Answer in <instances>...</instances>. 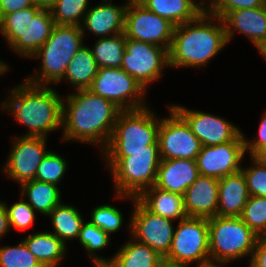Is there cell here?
Returning a JSON list of instances; mask_svg holds the SVG:
<instances>
[{
    "mask_svg": "<svg viewBox=\"0 0 266 267\" xmlns=\"http://www.w3.org/2000/svg\"><path fill=\"white\" fill-rule=\"evenodd\" d=\"M123 110L89 89L77 90L63 101V141L77 140L107 146Z\"/></svg>",
    "mask_w": 266,
    "mask_h": 267,
    "instance_id": "1",
    "label": "cell"
},
{
    "mask_svg": "<svg viewBox=\"0 0 266 267\" xmlns=\"http://www.w3.org/2000/svg\"><path fill=\"white\" fill-rule=\"evenodd\" d=\"M228 43L222 19L204 10L196 19L175 26L169 67H203Z\"/></svg>",
    "mask_w": 266,
    "mask_h": 267,
    "instance_id": "2",
    "label": "cell"
},
{
    "mask_svg": "<svg viewBox=\"0 0 266 267\" xmlns=\"http://www.w3.org/2000/svg\"><path fill=\"white\" fill-rule=\"evenodd\" d=\"M11 90L10 99L2 102L0 110L10 111L29 128L25 136L47 137L49 132L62 128L63 100L56 90L26 81Z\"/></svg>",
    "mask_w": 266,
    "mask_h": 267,
    "instance_id": "3",
    "label": "cell"
},
{
    "mask_svg": "<svg viewBox=\"0 0 266 267\" xmlns=\"http://www.w3.org/2000/svg\"><path fill=\"white\" fill-rule=\"evenodd\" d=\"M148 106L122 111L114 125L109 143L103 149L105 157H126L127 151L159 150L160 119Z\"/></svg>",
    "mask_w": 266,
    "mask_h": 267,
    "instance_id": "4",
    "label": "cell"
},
{
    "mask_svg": "<svg viewBox=\"0 0 266 267\" xmlns=\"http://www.w3.org/2000/svg\"><path fill=\"white\" fill-rule=\"evenodd\" d=\"M85 28L82 26L56 25L52 35L31 57L40 58V73L26 78V82L36 86L59 83L75 53L84 45Z\"/></svg>",
    "mask_w": 266,
    "mask_h": 267,
    "instance_id": "5",
    "label": "cell"
},
{
    "mask_svg": "<svg viewBox=\"0 0 266 267\" xmlns=\"http://www.w3.org/2000/svg\"><path fill=\"white\" fill-rule=\"evenodd\" d=\"M115 183L116 198L138 197L155 185L160 150L127 151L126 157H104Z\"/></svg>",
    "mask_w": 266,
    "mask_h": 267,
    "instance_id": "6",
    "label": "cell"
},
{
    "mask_svg": "<svg viewBox=\"0 0 266 267\" xmlns=\"http://www.w3.org/2000/svg\"><path fill=\"white\" fill-rule=\"evenodd\" d=\"M210 261L223 265L252 255L258 236L241 217L214 216L208 218Z\"/></svg>",
    "mask_w": 266,
    "mask_h": 267,
    "instance_id": "7",
    "label": "cell"
},
{
    "mask_svg": "<svg viewBox=\"0 0 266 267\" xmlns=\"http://www.w3.org/2000/svg\"><path fill=\"white\" fill-rule=\"evenodd\" d=\"M190 267L210 261L209 225L207 218L187 217L180 220L174 231L171 248L164 257Z\"/></svg>",
    "mask_w": 266,
    "mask_h": 267,
    "instance_id": "8",
    "label": "cell"
},
{
    "mask_svg": "<svg viewBox=\"0 0 266 267\" xmlns=\"http://www.w3.org/2000/svg\"><path fill=\"white\" fill-rule=\"evenodd\" d=\"M89 90L112 101L123 111L147 107L143 99L146 90L122 68H99Z\"/></svg>",
    "mask_w": 266,
    "mask_h": 267,
    "instance_id": "9",
    "label": "cell"
},
{
    "mask_svg": "<svg viewBox=\"0 0 266 267\" xmlns=\"http://www.w3.org/2000/svg\"><path fill=\"white\" fill-rule=\"evenodd\" d=\"M169 67L168 49L148 42L126 38L121 68L147 86L160 78L164 67Z\"/></svg>",
    "mask_w": 266,
    "mask_h": 267,
    "instance_id": "10",
    "label": "cell"
},
{
    "mask_svg": "<svg viewBox=\"0 0 266 267\" xmlns=\"http://www.w3.org/2000/svg\"><path fill=\"white\" fill-rule=\"evenodd\" d=\"M125 12L126 38L170 48L175 25L147 10L137 0H127Z\"/></svg>",
    "mask_w": 266,
    "mask_h": 267,
    "instance_id": "11",
    "label": "cell"
},
{
    "mask_svg": "<svg viewBox=\"0 0 266 267\" xmlns=\"http://www.w3.org/2000/svg\"><path fill=\"white\" fill-rule=\"evenodd\" d=\"M170 117L162 118L158 130L161 160H196L202 147L186 121L171 107Z\"/></svg>",
    "mask_w": 266,
    "mask_h": 267,
    "instance_id": "12",
    "label": "cell"
},
{
    "mask_svg": "<svg viewBox=\"0 0 266 267\" xmlns=\"http://www.w3.org/2000/svg\"><path fill=\"white\" fill-rule=\"evenodd\" d=\"M134 211L130 219V233L133 239L148 245L151 249L165 257L172 244L174 227L171 219L155 215L147 210L136 197Z\"/></svg>",
    "mask_w": 266,
    "mask_h": 267,
    "instance_id": "13",
    "label": "cell"
},
{
    "mask_svg": "<svg viewBox=\"0 0 266 267\" xmlns=\"http://www.w3.org/2000/svg\"><path fill=\"white\" fill-rule=\"evenodd\" d=\"M46 138L25 135L15 138L3 173L19 184L34 180L41 161L49 152Z\"/></svg>",
    "mask_w": 266,
    "mask_h": 267,
    "instance_id": "14",
    "label": "cell"
},
{
    "mask_svg": "<svg viewBox=\"0 0 266 267\" xmlns=\"http://www.w3.org/2000/svg\"><path fill=\"white\" fill-rule=\"evenodd\" d=\"M243 133L235 140L219 145L202 146L196 157L199 175L220 179L242 169L245 155Z\"/></svg>",
    "mask_w": 266,
    "mask_h": 267,
    "instance_id": "15",
    "label": "cell"
},
{
    "mask_svg": "<svg viewBox=\"0 0 266 267\" xmlns=\"http://www.w3.org/2000/svg\"><path fill=\"white\" fill-rule=\"evenodd\" d=\"M171 107L186 121L202 146L231 142L242 133L237 126L221 117L178 105Z\"/></svg>",
    "mask_w": 266,
    "mask_h": 267,
    "instance_id": "16",
    "label": "cell"
},
{
    "mask_svg": "<svg viewBox=\"0 0 266 267\" xmlns=\"http://www.w3.org/2000/svg\"><path fill=\"white\" fill-rule=\"evenodd\" d=\"M218 187V179L199 175L184 194L187 216L207 219L217 216Z\"/></svg>",
    "mask_w": 266,
    "mask_h": 267,
    "instance_id": "17",
    "label": "cell"
},
{
    "mask_svg": "<svg viewBox=\"0 0 266 267\" xmlns=\"http://www.w3.org/2000/svg\"><path fill=\"white\" fill-rule=\"evenodd\" d=\"M56 22L49 9L34 5L27 8L26 40H17L10 48L21 56L31 57L52 35Z\"/></svg>",
    "mask_w": 266,
    "mask_h": 267,
    "instance_id": "18",
    "label": "cell"
},
{
    "mask_svg": "<svg viewBox=\"0 0 266 267\" xmlns=\"http://www.w3.org/2000/svg\"><path fill=\"white\" fill-rule=\"evenodd\" d=\"M199 176L196 160L167 159L161 160L155 187L184 196Z\"/></svg>",
    "mask_w": 266,
    "mask_h": 267,
    "instance_id": "19",
    "label": "cell"
},
{
    "mask_svg": "<svg viewBox=\"0 0 266 267\" xmlns=\"http://www.w3.org/2000/svg\"><path fill=\"white\" fill-rule=\"evenodd\" d=\"M222 21L227 41L231 40L235 30L246 35L255 46L266 39V4L257 8L231 11Z\"/></svg>",
    "mask_w": 266,
    "mask_h": 267,
    "instance_id": "20",
    "label": "cell"
},
{
    "mask_svg": "<svg viewBox=\"0 0 266 267\" xmlns=\"http://www.w3.org/2000/svg\"><path fill=\"white\" fill-rule=\"evenodd\" d=\"M250 195L243 172L219 179L217 216L240 217Z\"/></svg>",
    "mask_w": 266,
    "mask_h": 267,
    "instance_id": "21",
    "label": "cell"
},
{
    "mask_svg": "<svg viewBox=\"0 0 266 267\" xmlns=\"http://www.w3.org/2000/svg\"><path fill=\"white\" fill-rule=\"evenodd\" d=\"M87 10L83 25L97 36L107 37L121 34L125 29V12L128 4L114 6L109 0ZM112 34V35H111Z\"/></svg>",
    "mask_w": 266,
    "mask_h": 267,
    "instance_id": "22",
    "label": "cell"
},
{
    "mask_svg": "<svg viewBox=\"0 0 266 267\" xmlns=\"http://www.w3.org/2000/svg\"><path fill=\"white\" fill-rule=\"evenodd\" d=\"M137 200L150 212L167 219L183 220L187 218L184 208V196L161 190L152 186L144 190Z\"/></svg>",
    "mask_w": 266,
    "mask_h": 267,
    "instance_id": "23",
    "label": "cell"
},
{
    "mask_svg": "<svg viewBox=\"0 0 266 267\" xmlns=\"http://www.w3.org/2000/svg\"><path fill=\"white\" fill-rule=\"evenodd\" d=\"M147 10L168 19L175 26L196 19L204 10L205 1L194 0H137ZM204 2V3H203Z\"/></svg>",
    "mask_w": 266,
    "mask_h": 267,
    "instance_id": "24",
    "label": "cell"
},
{
    "mask_svg": "<svg viewBox=\"0 0 266 267\" xmlns=\"http://www.w3.org/2000/svg\"><path fill=\"white\" fill-rule=\"evenodd\" d=\"M23 241L43 267H57L67 250L66 244L49 231L30 234Z\"/></svg>",
    "mask_w": 266,
    "mask_h": 267,
    "instance_id": "25",
    "label": "cell"
},
{
    "mask_svg": "<svg viewBox=\"0 0 266 267\" xmlns=\"http://www.w3.org/2000/svg\"><path fill=\"white\" fill-rule=\"evenodd\" d=\"M108 259L113 267H156L163 257L148 245L132 239Z\"/></svg>",
    "mask_w": 266,
    "mask_h": 267,
    "instance_id": "26",
    "label": "cell"
},
{
    "mask_svg": "<svg viewBox=\"0 0 266 267\" xmlns=\"http://www.w3.org/2000/svg\"><path fill=\"white\" fill-rule=\"evenodd\" d=\"M98 69L90 48L83 45L71 59L63 78L59 82L65 78L77 90L89 89Z\"/></svg>",
    "mask_w": 266,
    "mask_h": 267,
    "instance_id": "27",
    "label": "cell"
},
{
    "mask_svg": "<svg viewBox=\"0 0 266 267\" xmlns=\"http://www.w3.org/2000/svg\"><path fill=\"white\" fill-rule=\"evenodd\" d=\"M21 197H28V204L36 211L47 216L61 203V192L58 186L31 180L20 185Z\"/></svg>",
    "mask_w": 266,
    "mask_h": 267,
    "instance_id": "28",
    "label": "cell"
},
{
    "mask_svg": "<svg viewBox=\"0 0 266 267\" xmlns=\"http://www.w3.org/2000/svg\"><path fill=\"white\" fill-rule=\"evenodd\" d=\"M47 216L51 222L54 233L64 244L66 240L77 239L84 219L81 213L73 206L60 203Z\"/></svg>",
    "mask_w": 266,
    "mask_h": 267,
    "instance_id": "29",
    "label": "cell"
},
{
    "mask_svg": "<svg viewBox=\"0 0 266 267\" xmlns=\"http://www.w3.org/2000/svg\"><path fill=\"white\" fill-rule=\"evenodd\" d=\"M125 44L126 35L124 32L113 36L98 38L93 49L90 48L98 68H121Z\"/></svg>",
    "mask_w": 266,
    "mask_h": 267,
    "instance_id": "30",
    "label": "cell"
},
{
    "mask_svg": "<svg viewBox=\"0 0 266 267\" xmlns=\"http://www.w3.org/2000/svg\"><path fill=\"white\" fill-rule=\"evenodd\" d=\"M89 0H59L50 10L56 25L83 26ZM82 20V21H81Z\"/></svg>",
    "mask_w": 266,
    "mask_h": 267,
    "instance_id": "31",
    "label": "cell"
},
{
    "mask_svg": "<svg viewBox=\"0 0 266 267\" xmlns=\"http://www.w3.org/2000/svg\"><path fill=\"white\" fill-rule=\"evenodd\" d=\"M77 239H79L80 244L87 250L89 256H91L94 262L93 264L108 263V259L101 258L95 254L96 251L108 246L110 242V235L108 233L88 221L82 224Z\"/></svg>",
    "mask_w": 266,
    "mask_h": 267,
    "instance_id": "32",
    "label": "cell"
},
{
    "mask_svg": "<svg viewBox=\"0 0 266 267\" xmlns=\"http://www.w3.org/2000/svg\"><path fill=\"white\" fill-rule=\"evenodd\" d=\"M240 217L258 237L266 235V198L250 196Z\"/></svg>",
    "mask_w": 266,
    "mask_h": 267,
    "instance_id": "33",
    "label": "cell"
},
{
    "mask_svg": "<svg viewBox=\"0 0 266 267\" xmlns=\"http://www.w3.org/2000/svg\"><path fill=\"white\" fill-rule=\"evenodd\" d=\"M0 267H43L24 241L16 246L0 248Z\"/></svg>",
    "mask_w": 266,
    "mask_h": 267,
    "instance_id": "34",
    "label": "cell"
},
{
    "mask_svg": "<svg viewBox=\"0 0 266 267\" xmlns=\"http://www.w3.org/2000/svg\"><path fill=\"white\" fill-rule=\"evenodd\" d=\"M27 8L4 15L0 31L11 47L17 40H26Z\"/></svg>",
    "mask_w": 266,
    "mask_h": 267,
    "instance_id": "35",
    "label": "cell"
},
{
    "mask_svg": "<svg viewBox=\"0 0 266 267\" xmlns=\"http://www.w3.org/2000/svg\"><path fill=\"white\" fill-rule=\"evenodd\" d=\"M66 163L63 157L49 151L38 167L35 180L58 186L68 167Z\"/></svg>",
    "mask_w": 266,
    "mask_h": 267,
    "instance_id": "36",
    "label": "cell"
},
{
    "mask_svg": "<svg viewBox=\"0 0 266 267\" xmlns=\"http://www.w3.org/2000/svg\"><path fill=\"white\" fill-rule=\"evenodd\" d=\"M89 222L110 235L121 228L123 215L119 209L104 204L92 210Z\"/></svg>",
    "mask_w": 266,
    "mask_h": 267,
    "instance_id": "37",
    "label": "cell"
},
{
    "mask_svg": "<svg viewBox=\"0 0 266 267\" xmlns=\"http://www.w3.org/2000/svg\"><path fill=\"white\" fill-rule=\"evenodd\" d=\"M4 204L8 212L10 229H26L34 222L36 211L27 201H24L23 197L20 202H16L10 207L6 203Z\"/></svg>",
    "mask_w": 266,
    "mask_h": 267,
    "instance_id": "38",
    "label": "cell"
},
{
    "mask_svg": "<svg viewBox=\"0 0 266 267\" xmlns=\"http://www.w3.org/2000/svg\"><path fill=\"white\" fill-rule=\"evenodd\" d=\"M209 3L210 6L205 7V10L221 19L231 11L257 8L265 5L264 0H211Z\"/></svg>",
    "mask_w": 266,
    "mask_h": 267,
    "instance_id": "39",
    "label": "cell"
},
{
    "mask_svg": "<svg viewBox=\"0 0 266 267\" xmlns=\"http://www.w3.org/2000/svg\"><path fill=\"white\" fill-rule=\"evenodd\" d=\"M254 166L242 168L250 196L266 198V167L253 161Z\"/></svg>",
    "mask_w": 266,
    "mask_h": 267,
    "instance_id": "40",
    "label": "cell"
},
{
    "mask_svg": "<svg viewBox=\"0 0 266 267\" xmlns=\"http://www.w3.org/2000/svg\"><path fill=\"white\" fill-rule=\"evenodd\" d=\"M258 130L259 136L258 138H254L253 141H248L243 136L245 152L249 151L248 153H250V155H252L257 149L266 146V113L263 114Z\"/></svg>",
    "mask_w": 266,
    "mask_h": 267,
    "instance_id": "41",
    "label": "cell"
},
{
    "mask_svg": "<svg viewBox=\"0 0 266 267\" xmlns=\"http://www.w3.org/2000/svg\"><path fill=\"white\" fill-rule=\"evenodd\" d=\"M249 265V267H266V235L258 237Z\"/></svg>",
    "mask_w": 266,
    "mask_h": 267,
    "instance_id": "42",
    "label": "cell"
},
{
    "mask_svg": "<svg viewBox=\"0 0 266 267\" xmlns=\"http://www.w3.org/2000/svg\"><path fill=\"white\" fill-rule=\"evenodd\" d=\"M33 0H0V19L9 13L34 6Z\"/></svg>",
    "mask_w": 266,
    "mask_h": 267,
    "instance_id": "43",
    "label": "cell"
},
{
    "mask_svg": "<svg viewBox=\"0 0 266 267\" xmlns=\"http://www.w3.org/2000/svg\"><path fill=\"white\" fill-rule=\"evenodd\" d=\"M9 230L11 229L9 226L8 212L4 202L0 201V239H2L5 233L8 232Z\"/></svg>",
    "mask_w": 266,
    "mask_h": 267,
    "instance_id": "44",
    "label": "cell"
},
{
    "mask_svg": "<svg viewBox=\"0 0 266 267\" xmlns=\"http://www.w3.org/2000/svg\"><path fill=\"white\" fill-rule=\"evenodd\" d=\"M252 161L266 167V146L257 149L251 156Z\"/></svg>",
    "mask_w": 266,
    "mask_h": 267,
    "instance_id": "45",
    "label": "cell"
},
{
    "mask_svg": "<svg viewBox=\"0 0 266 267\" xmlns=\"http://www.w3.org/2000/svg\"><path fill=\"white\" fill-rule=\"evenodd\" d=\"M34 4L41 9H49L51 10L52 7L59 1V0H33Z\"/></svg>",
    "mask_w": 266,
    "mask_h": 267,
    "instance_id": "46",
    "label": "cell"
},
{
    "mask_svg": "<svg viewBox=\"0 0 266 267\" xmlns=\"http://www.w3.org/2000/svg\"><path fill=\"white\" fill-rule=\"evenodd\" d=\"M156 267H187V266L174 261H170L163 257V259L156 265Z\"/></svg>",
    "mask_w": 266,
    "mask_h": 267,
    "instance_id": "47",
    "label": "cell"
},
{
    "mask_svg": "<svg viewBox=\"0 0 266 267\" xmlns=\"http://www.w3.org/2000/svg\"><path fill=\"white\" fill-rule=\"evenodd\" d=\"M256 48L259 50L264 60L266 61V39L263 40L259 45H257Z\"/></svg>",
    "mask_w": 266,
    "mask_h": 267,
    "instance_id": "48",
    "label": "cell"
},
{
    "mask_svg": "<svg viewBox=\"0 0 266 267\" xmlns=\"http://www.w3.org/2000/svg\"><path fill=\"white\" fill-rule=\"evenodd\" d=\"M197 267H224V266L219 262L209 261V262H206L203 264H199V265H197Z\"/></svg>",
    "mask_w": 266,
    "mask_h": 267,
    "instance_id": "49",
    "label": "cell"
},
{
    "mask_svg": "<svg viewBox=\"0 0 266 267\" xmlns=\"http://www.w3.org/2000/svg\"><path fill=\"white\" fill-rule=\"evenodd\" d=\"M9 69L8 66L2 61H0V75H3Z\"/></svg>",
    "mask_w": 266,
    "mask_h": 267,
    "instance_id": "50",
    "label": "cell"
},
{
    "mask_svg": "<svg viewBox=\"0 0 266 267\" xmlns=\"http://www.w3.org/2000/svg\"><path fill=\"white\" fill-rule=\"evenodd\" d=\"M95 267H106V263L95 264Z\"/></svg>",
    "mask_w": 266,
    "mask_h": 267,
    "instance_id": "51",
    "label": "cell"
},
{
    "mask_svg": "<svg viewBox=\"0 0 266 267\" xmlns=\"http://www.w3.org/2000/svg\"><path fill=\"white\" fill-rule=\"evenodd\" d=\"M106 267H113L110 263H106Z\"/></svg>",
    "mask_w": 266,
    "mask_h": 267,
    "instance_id": "52",
    "label": "cell"
}]
</instances>
